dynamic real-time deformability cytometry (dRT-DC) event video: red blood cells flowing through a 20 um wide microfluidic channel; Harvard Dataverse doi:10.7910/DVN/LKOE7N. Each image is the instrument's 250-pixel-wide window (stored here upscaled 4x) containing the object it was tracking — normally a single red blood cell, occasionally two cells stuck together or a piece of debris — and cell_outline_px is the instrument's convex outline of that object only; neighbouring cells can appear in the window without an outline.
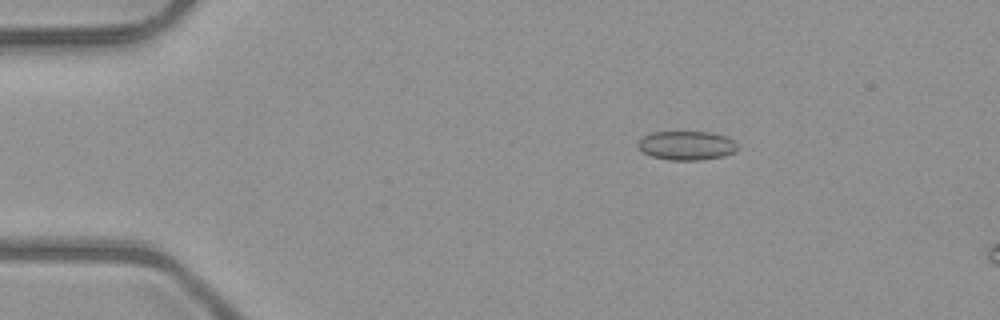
{"species": "common noctule bat (a hibernating species)", "species_latin": "Nyctalus noctula", "temperature_condition": "room temperature", "stored_images_in_passage": 15, "camera_frame_rate_fps": 3000, "um_per_image_px": 0.085, "animal": {"sex": "male", "body_mass_g": 23.1, "forearm_length_mm": 52.7}, "frame": {"image": 1, "passage_image": 9, "time_ms": 2.667, "image_size_px": [1000, 320], "cell_outline_px": [[736, 152], [724, 156], [700, 160], [668, 160], [652, 156], [636, 148], [636, 144], [644, 136], [652, 132], [708, 132], [724, 136], [732, 140], [736, 144]], "centroid_in_image_um": [58.33, 12.38], "position_along_channel_um": 26.7, "area_um2": 16.76}}